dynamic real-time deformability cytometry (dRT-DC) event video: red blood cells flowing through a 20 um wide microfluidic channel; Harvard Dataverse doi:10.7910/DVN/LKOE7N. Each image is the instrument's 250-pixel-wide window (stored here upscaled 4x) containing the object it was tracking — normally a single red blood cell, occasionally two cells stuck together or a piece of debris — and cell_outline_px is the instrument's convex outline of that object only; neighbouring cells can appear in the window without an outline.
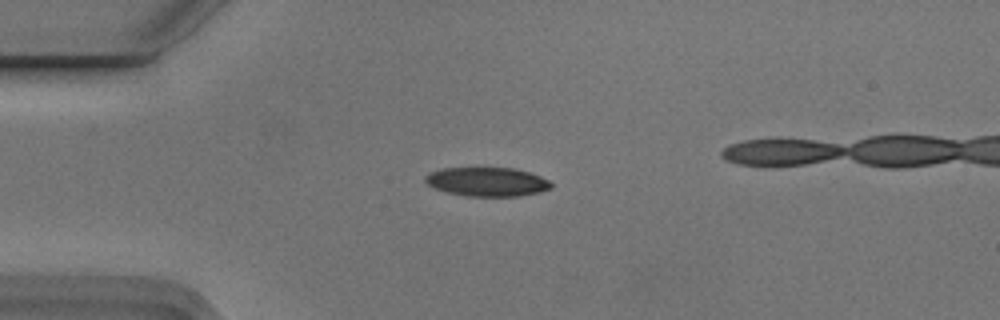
{"species": "Egyptian fruit bat (a non-hibernating species)", "species_latin": "Rousettus aegyptiacus", "temperature_condition": "cold", "stored_images_in_passage": 6, "camera_frame_rate_fps": 3000, "um_per_image_px": 0.085, "animal": {"sex": "male"}, "frame": {"image": 1, "passage_image": 3, "time_ms": 0.667, "image_size_px": [1000, 320], "cell_outline_px": [[552, 188], [540, 192], [520, 196], [468, 196], [448, 192], [436, 188], [428, 184], [424, 180], [424, 176], [428, 172], [440, 168], [476, 164], [512, 168], [528, 172], [540, 176], [548, 180], [552, 184]], "centroid_in_image_um": [41.35, 15.39], "position_along_channel_um": 43.6, "area_um2": 22.25}}
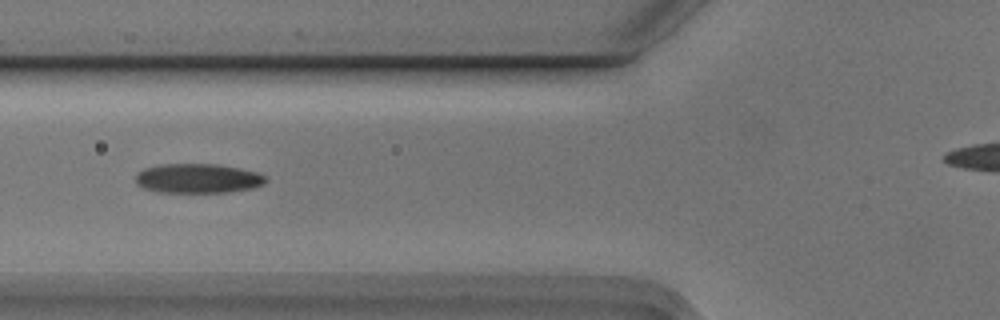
{"frame": {"image": 2, "passage_image": 5, "time_ms": 1.333, "image_size_px": [1000, 320], "cell_outline_px": [[268, 180], [264, 184], [252, 188], [228, 192], [160, 192], [144, 188], [136, 184], [136, 172], [144, 168], [160, 164], [216, 164], [240, 168], [256, 172], [268, 176]], "centroid_in_image_um": [16.83, 15.16], "position_along_channel_um": 109.0, "area_um2": 22.48}}
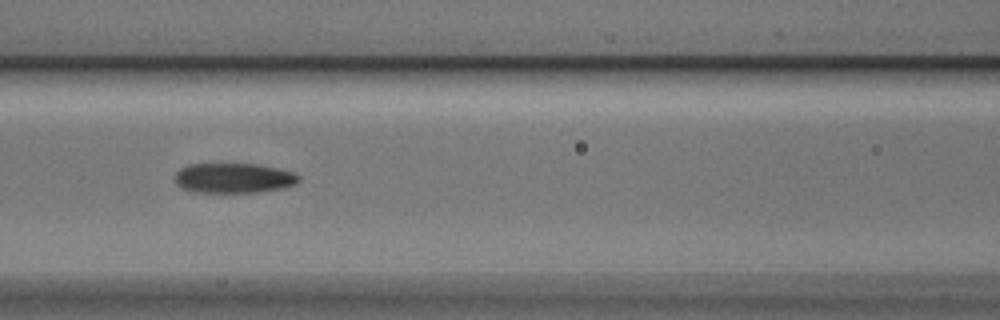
{"frame": {"image": 3, "passage_image": 6, "time_ms": 1.667, "image_size_px": [1000, 320], "cell_outline_px": [[300, 180], [296, 184], [284, 188], [260, 192], [192, 192], [180, 188], [176, 184], [176, 172], [180, 168], [188, 164], [260, 164], [292, 172], [300, 176]], "centroid_in_image_um": [19.86, 15.14], "position_along_channel_um": 146.7, "area_um2": 21.79}}